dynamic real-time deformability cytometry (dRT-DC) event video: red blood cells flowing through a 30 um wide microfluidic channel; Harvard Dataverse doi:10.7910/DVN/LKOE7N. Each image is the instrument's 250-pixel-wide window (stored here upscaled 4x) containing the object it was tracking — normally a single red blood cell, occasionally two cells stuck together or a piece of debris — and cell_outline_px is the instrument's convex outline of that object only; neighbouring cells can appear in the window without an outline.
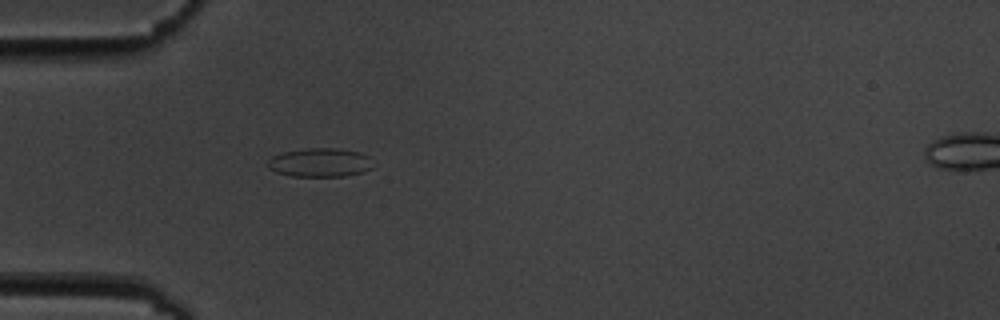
{"species": "common noctule bat (a hibernating species)", "species_latin": "Nyctalus noctula", "temperature_condition": "cold", "stored_images_in_passage": 2, "camera_frame_rate_fps": 3000, "um_per_image_px": 0.085, "animal": {"sex": "male", "body_mass_g": 19.5, "forearm_length_mm": 54.6}, "frame": {"image": 1, "passage_image": 1, "time_ms": 0.0, "image_size_px": [1000, 320], "cell_outline_px": [[376, 164], [372, 168], [364, 172], [344, 176], [288, 176], [276, 172], [268, 168], [268, 160], [272, 156], [284, 152], [304, 148], [336, 148], [360, 152], [368, 156]], "centroid_in_image_um": [27.23, 13.81], "position_along_channel_um": 57.8, "area_um2": 17.92}}